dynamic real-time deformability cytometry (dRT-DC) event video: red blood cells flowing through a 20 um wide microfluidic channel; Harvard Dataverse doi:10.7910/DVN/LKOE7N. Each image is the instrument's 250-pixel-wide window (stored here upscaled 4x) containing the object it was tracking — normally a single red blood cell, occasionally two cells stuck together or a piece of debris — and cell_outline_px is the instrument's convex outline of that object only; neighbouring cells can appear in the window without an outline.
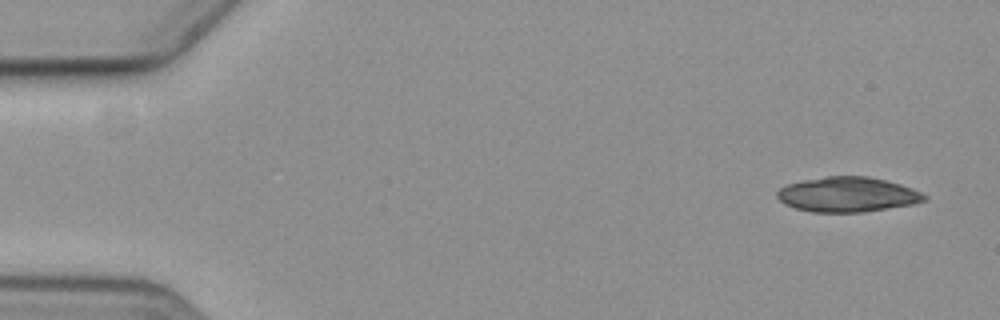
{"species": "common noctule bat (a hibernating species)", "species_latin": "Nyctalus noctula", "temperature_condition": "cold", "stored_images_in_passage": 5, "camera_frame_rate_fps": 3000, "um_per_image_px": 0.085, "animal": {"sex": "female", "body_mass_g": 19.3, "forearm_length_mm": 54.1}, "frame": {"image": 1, "passage_image": 1, "time_ms": 0.0, "image_size_px": [1000, 320], "cell_outline_px": [[928, 196], [924, 200], [912, 204], [860, 212], [812, 212], [796, 208], [780, 200], [776, 196], [776, 192], [780, 188], [788, 184], [804, 180], [828, 176], [868, 176], [900, 184], [912, 188]], "centroid_in_image_um": [72.03, 16.52], "position_along_channel_um": 13.0, "area_um2": 29.54}}